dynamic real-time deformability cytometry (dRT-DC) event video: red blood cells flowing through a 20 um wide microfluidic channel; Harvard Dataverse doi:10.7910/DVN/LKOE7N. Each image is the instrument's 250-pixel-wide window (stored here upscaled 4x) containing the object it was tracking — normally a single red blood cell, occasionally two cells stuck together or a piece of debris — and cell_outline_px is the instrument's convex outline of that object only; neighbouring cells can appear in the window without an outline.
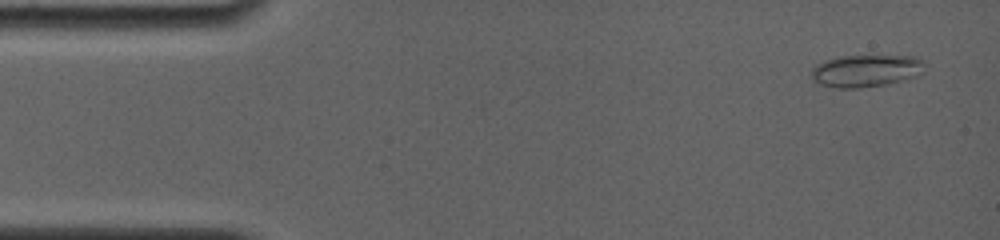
{"species": "common noctule bat (a hibernating species)", "species_latin": "Nyctalus noctula", "temperature_condition": "room temperature", "stored_images_in_passage": 13, "camera_frame_rate_fps": 4000, "um_per_image_px": 0.085, "animal": {"sex": "female", "body_mass_g": 19.0, "forearm_length_mm": 56.7}, "frame": {"image": 1, "passage_image": 2, "time_ms": 0.5, "image_size_px": [1000, 240], "cell_outline_px": [[924, 72], [916, 76], [904, 80], [888, 84], [860, 88], [836, 88], [816, 84], [812, 76], [812, 68], [816, 64], [824, 60], [844, 56], [916, 56], [920, 60]], "centroid_in_image_um": [73.57, 6.03], "position_along_channel_um": 11.4, "area_um2": 21.33}}
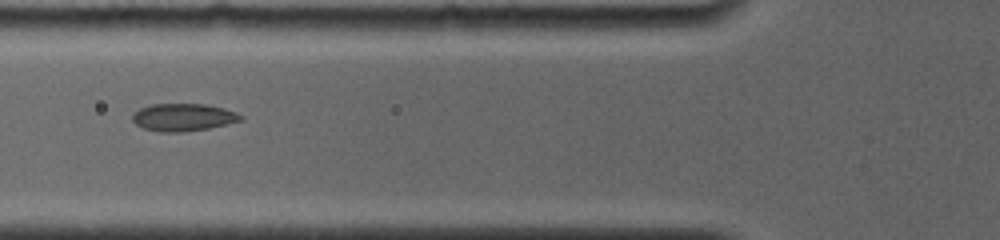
{"frame": {"image": 2, "passage_image": 10, "time_ms": 5.75, "image_size_px": [1000, 240], "cell_outline_px": [[244, 116], [240, 120], [208, 128], [184, 132], [160, 132], [144, 128], [136, 124], [132, 120], [132, 116], [140, 108], [152, 104], [208, 104], [224, 108], [236, 112]], "centroid_in_image_um": [15.57, 9.96], "position_along_channel_um": 110.2, "area_um2": 17.22}}
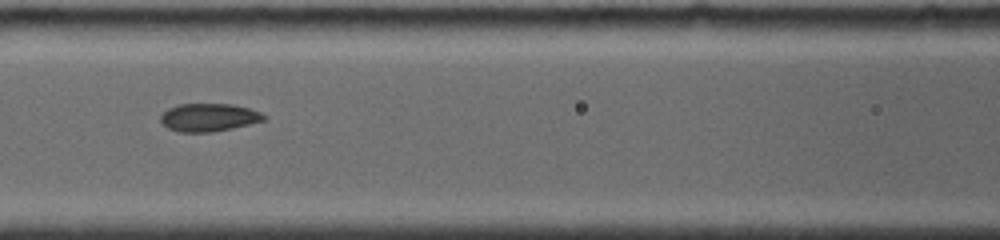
{"frame": {"image": 3, "passage_image": 12, "time_ms": 6.75, "image_size_px": [1000, 240], "cell_outline_px": [[264, 120], [232, 128], [212, 132], [180, 132], [168, 128], [160, 120], [160, 116], [168, 108], [180, 104], [232, 104], [248, 108], [260, 112], [264, 116]], "centroid_in_image_um": [17.71, 9.98], "position_along_channel_um": 148.9, "area_um2": 16.59}}